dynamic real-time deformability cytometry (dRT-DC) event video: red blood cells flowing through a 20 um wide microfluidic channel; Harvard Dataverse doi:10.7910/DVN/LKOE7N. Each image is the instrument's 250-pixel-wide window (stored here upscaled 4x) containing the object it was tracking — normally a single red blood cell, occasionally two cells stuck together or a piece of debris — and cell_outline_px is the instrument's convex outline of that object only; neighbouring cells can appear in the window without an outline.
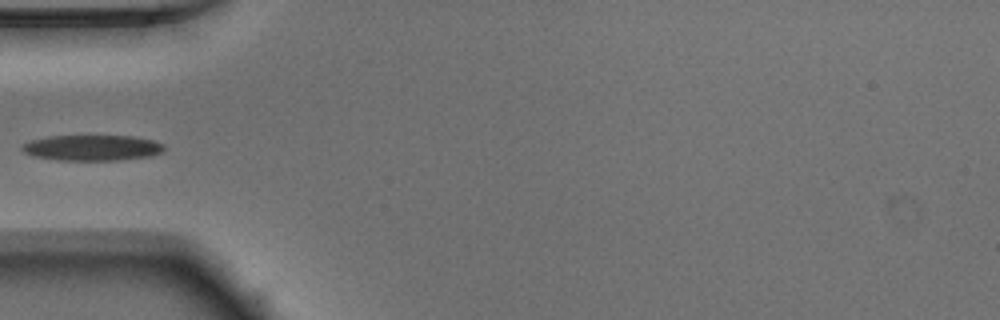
{"species": "Egyptian fruit bat (a non-hibernating species)", "species_latin": "Rousettus aegyptiacus", "temperature_condition": "warm", "stored_images_in_passage": 6, "camera_frame_rate_fps": 3000, "um_per_image_px": 0.085, "animal": {"sex": "male"}, "frame": {"image": 1, "passage_image": 1, "time_ms": 0.0, "image_size_px": [1000, 320], "cell_outline_px": [[164, 148], [160, 152], [152, 156], [116, 160], [56, 160], [32, 156], [24, 152], [20, 148], [24, 144], [32, 140], [48, 136], [132, 136], [152, 140], [164, 144]], "centroid_in_image_um": [7.81, 12.56], "position_along_channel_um": 77.2, "area_um2": 21.15}}